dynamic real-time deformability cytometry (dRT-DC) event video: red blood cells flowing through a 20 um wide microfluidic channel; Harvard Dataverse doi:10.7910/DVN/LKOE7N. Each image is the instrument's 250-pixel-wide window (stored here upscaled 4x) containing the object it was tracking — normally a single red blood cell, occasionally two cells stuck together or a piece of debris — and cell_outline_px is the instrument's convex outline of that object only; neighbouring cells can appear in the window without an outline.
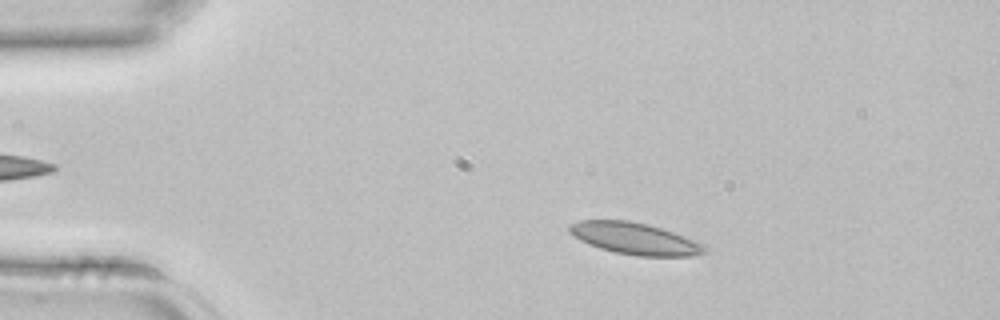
{"species": "common noctule bat (a hibernating species)", "species_latin": "Nyctalus noctula", "temperature_condition": "room temperature", "stored_images_in_passage": 42, "camera_frame_rate_fps": 3000, "um_per_image_px": 0.085, "animal": {"sex": "female", "body_mass_g": 22.7, "forearm_length_mm": 54.2}, "frame": {"image": 1, "passage_image": 7, "time_ms": 2.0, "image_size_px": [1000, 320], "cell_outline_px": [[708, 252], [696, 256], [636, 256], [616, 252], [600, 248], [580, 240], [572, 236], [568, 232], [568, 228], [572, 224], [580, 220], [628, 220], [648, 224], [684, 236], [704, 244], [708, 248]], "centroid_in_image_um": [53.99, 20.28], "position_along_channel_um": 31.0, "area_um2": 25.03}}
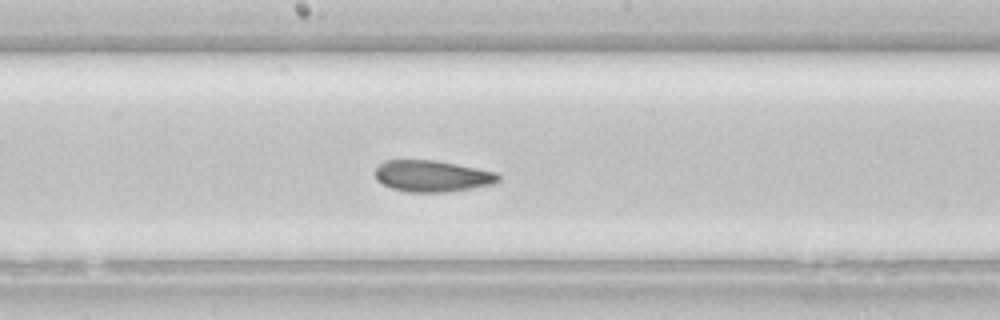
{"frame": {"image": 2, "passage_image": 22, "time_ms": 7.0, "image_size_px": [1000, 320], "cell_outline_px": [[500, 180], [496, 184], [472, 188], [444, 192], [408, 192], [392, 188], [376, 180], [376, 168], [384, 160], [432, 160], [456, 164], [496, 172], [500, 176]], "centroid_in_image_um": [36.75, 14.97], "position_along_channel_um": 211.4, "area_um2": 22.48}}